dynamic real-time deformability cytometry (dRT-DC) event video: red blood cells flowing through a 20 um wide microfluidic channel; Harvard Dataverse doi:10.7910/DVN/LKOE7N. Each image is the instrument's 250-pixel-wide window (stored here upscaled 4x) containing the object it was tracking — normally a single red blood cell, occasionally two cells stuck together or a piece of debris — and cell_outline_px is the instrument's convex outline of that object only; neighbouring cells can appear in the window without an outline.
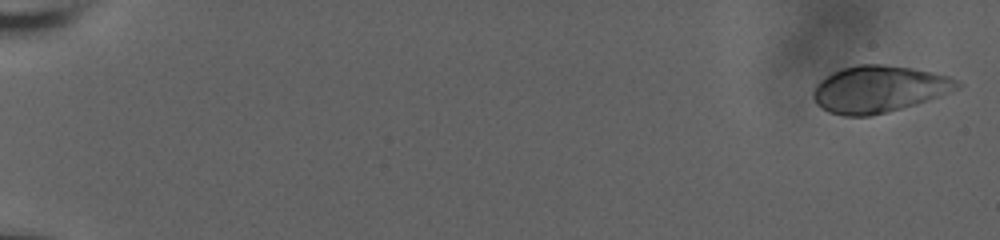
{"species": "human", "species_latin": "Homo sapiens", "temperature_condition": "room temperature", "stored_images_in_passage": 9, "segment_of_instrument_passage": [1, 2], "camera_frame_rate_fps": 3000, "um_per_image_px": 0.085, "donor": {"sex": "male"}, "frame": {"image": 1, "passage_image": 1, "time_ms": 0.0, "image_size_px": [1000, 240], "cell_outline_px": [[960, 84], [936, 96], [916, 104], [868, 116], [844, 116], [828, 112], [816, 104], [812, 96], [812, 92], [816, 84], [820, 80], [832, 72], [840, 68], [856, 64], [884, 64], [912, 68], [932, 72], [948, 76], [956, 80]], "centroid_in_image_um": [74.58, 7.56], "position_along_channel_um": 10.4, "area_um2": 38.73}}
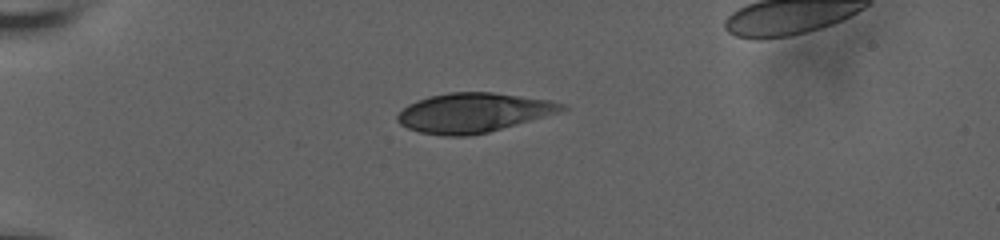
{"frame": {"image": 2, "passage_image": 7, "time_ms": 2.0, "image_size_px": [1000, 240], "cell_outline_px": [[568, 108], [560, 112], [488, 132], [468, 136], [444, 136], [420, 132], [408, 128], [400, 124], [396, 120], [396, 116], [408, 104], [428, 96], [448, 92], [492, 92], [548, 100], [564, 104]], "centroid_in_image_um": [40.2, 9.58], "position_along_channel_um": 44.8, "area_um2": 37.57}}